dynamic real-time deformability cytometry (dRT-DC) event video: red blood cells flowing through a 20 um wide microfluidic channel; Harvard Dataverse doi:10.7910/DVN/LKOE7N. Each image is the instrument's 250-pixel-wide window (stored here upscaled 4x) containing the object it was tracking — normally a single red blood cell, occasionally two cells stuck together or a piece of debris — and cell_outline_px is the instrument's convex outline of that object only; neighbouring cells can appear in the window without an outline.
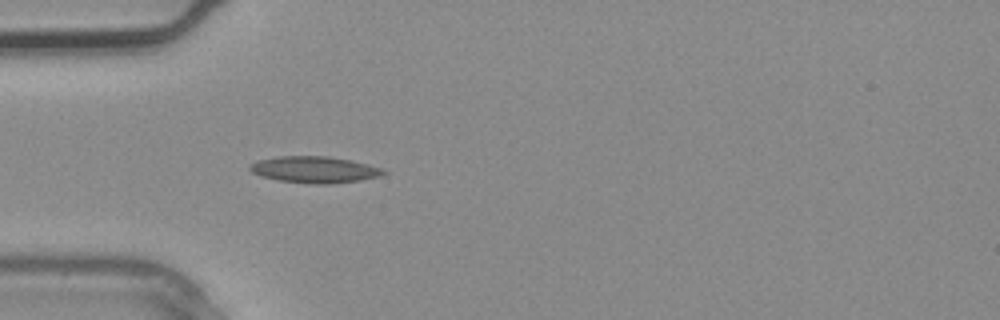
{"species": "common noctule bat (a hibernating species)", "species_latin": "Nyctalus noctula", "temperature_condition": "warm", "stored_images_in_passage": 1, "camera_frame_rate_fps": 3000, "um_per_image_px": 0.085, "animal": {"sex": "male", "body_mass_g": 20.4}, "frame": {"image": 1, "passage_image": 1, "time_ms": 0.0, "image_size_px": [1000, 320], "cell_outline_px": [[388, 172], [380, 176], [360, 180], [332, 184], [308, 184], [280, 180], [260, 176], [252, 172], [248, 168], [248, 164], [256, 160], [280, 156], [328, 156], [368, 164], [384, 168]], "centroid_in_image_um": [26.72, 14.42], "position_along_channel_um": 58.3, "area_um2": 20.81}}